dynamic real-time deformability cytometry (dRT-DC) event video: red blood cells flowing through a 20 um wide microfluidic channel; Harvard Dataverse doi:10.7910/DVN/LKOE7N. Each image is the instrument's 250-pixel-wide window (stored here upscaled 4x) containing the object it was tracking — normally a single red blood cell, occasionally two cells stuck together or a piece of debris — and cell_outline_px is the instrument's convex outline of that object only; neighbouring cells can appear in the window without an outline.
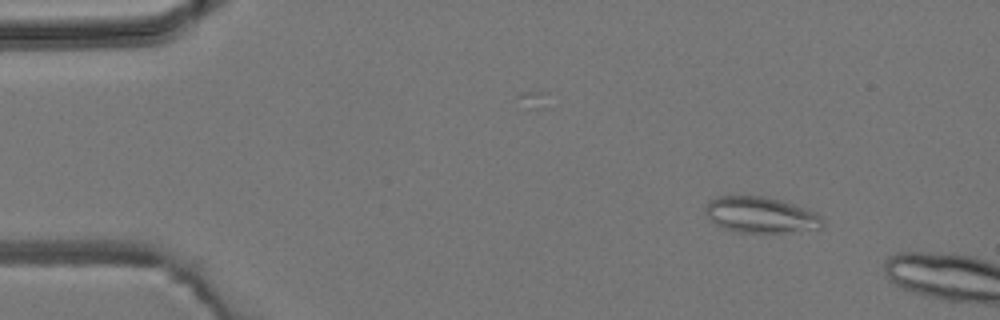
{"species": "common noctule bat (a hibernating species)", "species_latin": "Nyctalus noctula", "temperature_condition": "room temperature", "stored_images_in_passage": 2, "camera_frame_rate_fps": 3000, "um_per_image_px": 0.085, "animal": {"sex": "male", "body_mass_g": 19.2, "forearm_length_mm": 51.8}, "frame": {"image": 1, "passage_image": 1, "time_ms": 0.0, "image_size_px": [1000, 320], "cell_outline_px": [[824, 228], [784, 232], [736, 232], [724, 228], [708, 220], [704, 208], [708, 200], [716, 196], [764, 196], [784, 200], [816, 212], [824, 220]], "centroid_in_image_um": [64.65, 18.25], "position_along_channel_um": 20.3, "area_um2": 24.91}}